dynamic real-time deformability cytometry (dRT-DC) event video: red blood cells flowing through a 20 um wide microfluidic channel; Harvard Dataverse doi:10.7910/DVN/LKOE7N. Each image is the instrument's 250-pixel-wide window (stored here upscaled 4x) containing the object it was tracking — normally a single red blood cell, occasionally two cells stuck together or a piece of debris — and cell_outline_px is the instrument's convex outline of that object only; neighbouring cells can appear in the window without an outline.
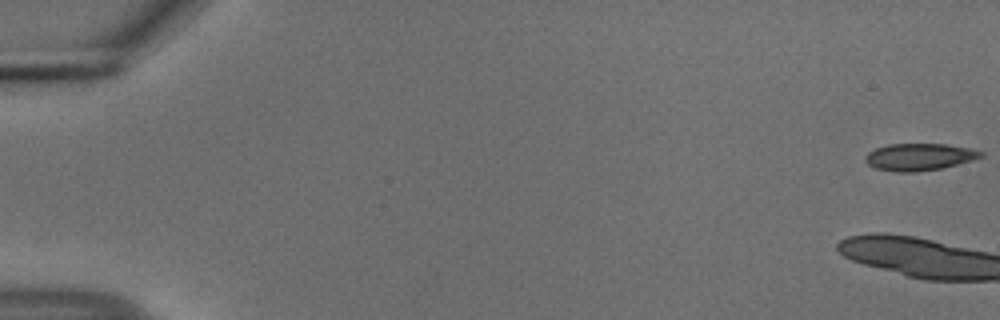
{"species": "common noctule bat (a hibernating species)", "species_latin": "Nyctalus noctula", "temperature_condition": "cold", "stored_images_in_passage": 7, "camera_frame_rate_fps": 3000, "um_per_image_px": 0.085, "animal": {"sex": "male", "body_mass_g": 18.8}, "frame": {"image": 1, "passage_image": 1, "time_ms": 0.0, "image_size_px": [1000, 320], "cell_outline_px": [[984, 156], [972, 160], [944, 168], [916, 172], [896, 172], [876, 168], [868, 164], [864, 160], [864, 156], [868, 152], [876, 148], [888, 144], [944, 144], [968, 148], [984, 152]], "centroid_in_image_um": [78.13, 13.34], "position_along_channel_um": 6.9, "area_um2": 18.26}}